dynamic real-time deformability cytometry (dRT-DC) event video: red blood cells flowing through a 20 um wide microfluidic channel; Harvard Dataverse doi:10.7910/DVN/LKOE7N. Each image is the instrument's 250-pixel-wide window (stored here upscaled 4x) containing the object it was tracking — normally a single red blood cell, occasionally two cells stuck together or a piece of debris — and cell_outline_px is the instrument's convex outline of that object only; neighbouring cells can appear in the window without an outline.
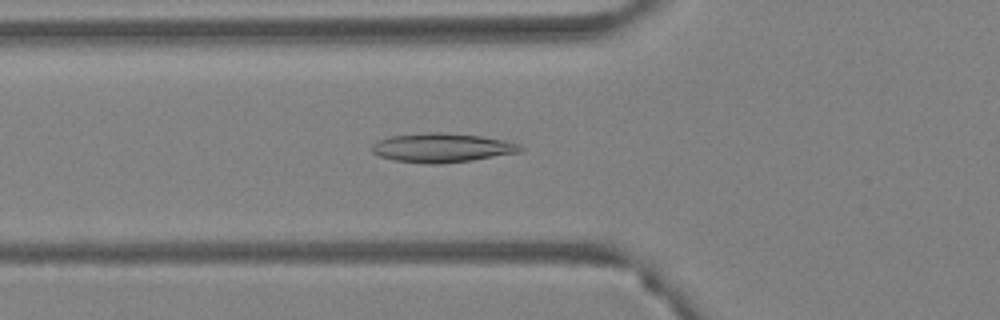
{"species": "Egyptian fruit bat (a non-hibernating species)", "species_latin": "Rousettus aegyptiacus", "temperature_condition": "warm", "stored_images_in_passage": 45, "camera_frame_rate_fps": 3000, "um_per_image_px": 0.085, "animal": {"sex": "female"}, "frame": {"image": 1, "passage_image": 11, "time_ms": 3.333, "image_size_px": [1000, 320], "cell_outline_px": [[524, 148], [520, 152], [472, 160], [440, 164], [428, 164], [396, 160], [380, 156], [372, 152], [372, 144], [380, 140], [392, 136], [428, 132], [436, 132], [480, 136], [504, 140], [520, 144]], "centroid_in_image_um": [37.59, 12.56], "position_along_channel_um": 88.2, "area_um2": 24.91}}
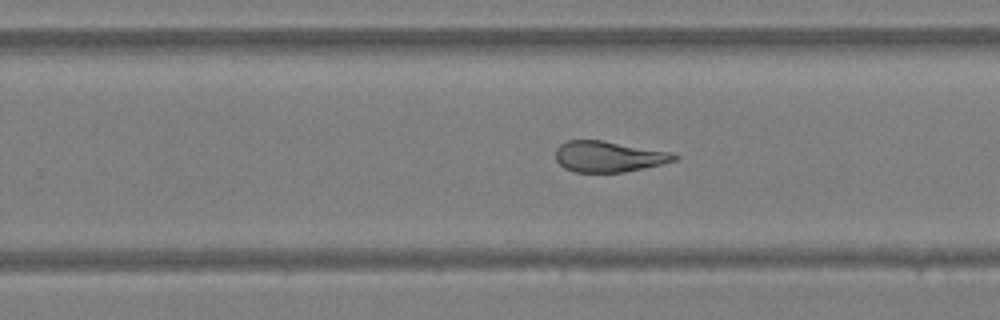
{"frame": {"image": 2, "passage_image": 26, "time_ms": 8.333, "image_size_px": [1000, 320], "cell_outline_px": [[680, 156], [676, 160], [644, 168], [624, 172], [576, 172], [564, 168], [556, 160], [556, 148], [560, 144], [568, 140], [600, 140], [676, 152]], "centroid_in_image_um": [51.77, 13.3], "position_along_channel_um": 278.0, "area_um2": 21.5}}
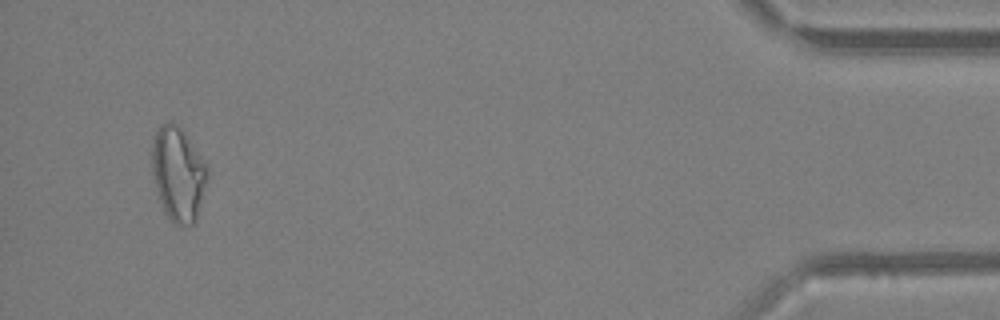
{"frame": {"image": 3, "passage_image": 43, "time_ms": 14.0, "image_size_px": [1000, 320], "cell_outline_px": [[208, 180], [196, 224], [172, 224], [164, 212], [156, 188], [152, 172], [152, 140], [160, 124], [168, 120], [172, 120], [180, 124], [204, 160], [208, 168]], "centroid_in_image_um": [15.16, 14.75], "position_along_channel_um": 420.0, "area_um2": 31.15}, "authors_computed_cell_mechanics": {"area_um2": 24.3338, "velocity_mm_per_s": 3.7965, "shape_relaxation_time_tau1_ms": null, "shape_relaxation_time_tau2_ms": 2.6752, "deformation_change_tau1": null, "deformation_change_tau2": 0.1052}}